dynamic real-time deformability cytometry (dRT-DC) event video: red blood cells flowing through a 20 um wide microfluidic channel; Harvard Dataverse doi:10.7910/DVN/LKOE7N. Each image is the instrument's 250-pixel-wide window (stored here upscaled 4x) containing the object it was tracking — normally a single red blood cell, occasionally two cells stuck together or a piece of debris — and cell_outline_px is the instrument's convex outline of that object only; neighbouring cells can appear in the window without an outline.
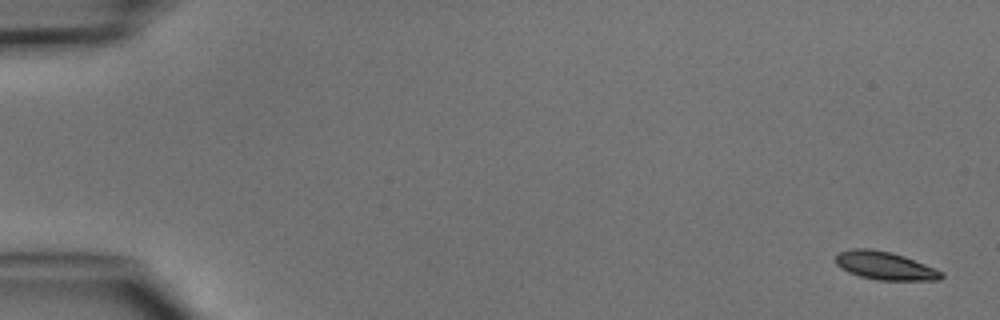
{"species": "common noctule bat (a hibernating species)", "species_latin": "Nyctalus noctula", "temperature_condition": "cold", "stored_images_in_passage": 7, "camera_frame_rate_fps": 3000, "um_per_image_px": 0.085, "animal": {"sex": "male", "body_mass_g": 15.6}, "frame": {"image": 1, "passage_image": 1, "time_ms": 0.0, "image_size_px": [1000, 320], "cell_outline_px": [[944, 276], [940, 280], [876, 280], [860, 276], [848, 272], [840, 268], [836, 264], [836, 256], [840, 252], [852, 248], [868, 248], [892, 252], [904, 256], [924, 264], [940, 272]], "centroid_in_image_um": [75.17, 22.58], "position_along_channel_um": 9.8, "area_um2": 17.17}}
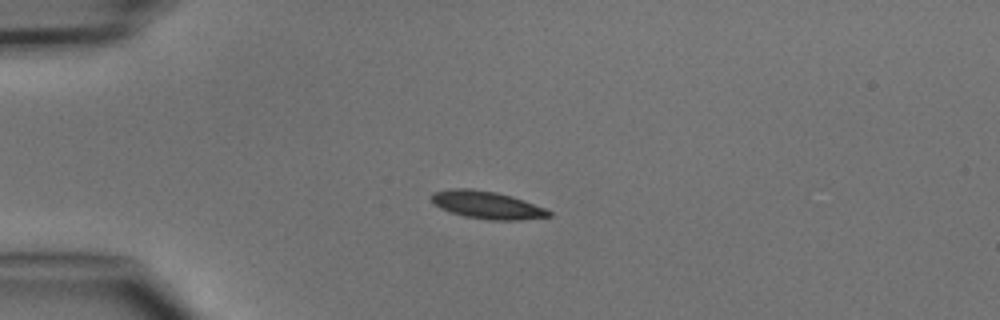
{"frame": {"image": 2, "passage_image": 4, "time_ms": 3.667, "image_size_px": [1000, 320], "cell_outline_px": [[552, 216], [520, 220], [488, 220], [464, 216], [440, 208], [428, 196], [432, 192], [448, 188], [472, 188], [496, 192], [512, 196], [524, 200], [544, 208], [552, 212]], "centroid_in_image_um": [41.37, 17.41], "position_along_channel_um": 43.6, "area_um2": 19.02}}